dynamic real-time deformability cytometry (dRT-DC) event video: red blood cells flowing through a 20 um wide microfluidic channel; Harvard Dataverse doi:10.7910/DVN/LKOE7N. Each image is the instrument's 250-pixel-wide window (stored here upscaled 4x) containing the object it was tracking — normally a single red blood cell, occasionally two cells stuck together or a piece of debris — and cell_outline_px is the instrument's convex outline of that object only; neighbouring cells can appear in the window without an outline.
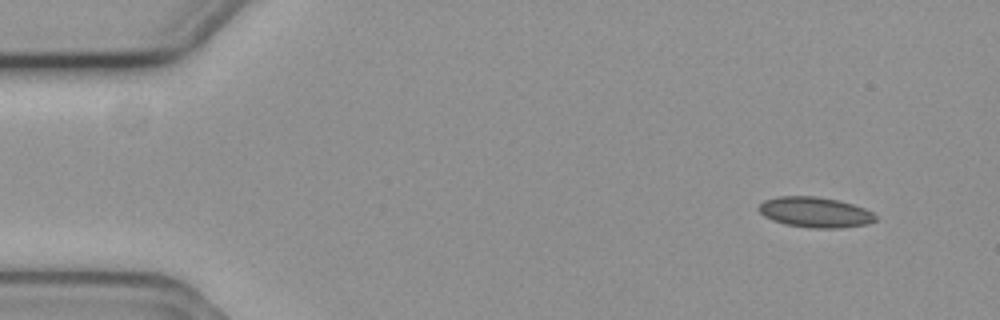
{"species": "common noctule bat (a hibernating species)", "species_latin": "Nyctalus noctula", "temperature_condition": "cold", "stored_images_in_passage": 4, "camera_frame_rate_fps": 3000, "um_per_image_px": 0.085, "animal": {"sex": "female", "body_mass_g": 19.3, "forearm_length_mm": 54.1}, "frame": {"image": 1, "passage_image": 1, "time_ms": 0.0, "image_size_px": [1000, 320], "cell_outline_px": [[876, 220], [868, 224], [840, 228], [812, 228], [784, 224], [772, 220], [764, 216], [756, 208], [764, 200], [776, 196], [816, 196], [836, 200], [852, 204], [864, 208], [872, 212], [876, 216]], "centroid_in_image_um": [69.25, 18.04], "position_along_channel_um": 15.7, "area_um2": 20.75}}
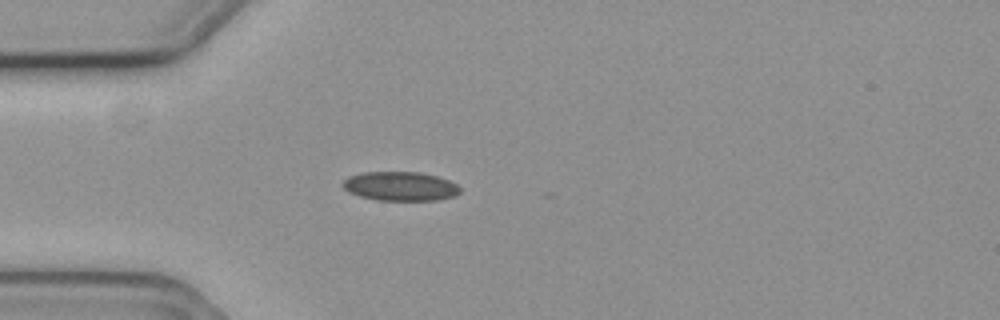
{"frame": {"image": 2, "passage_image": 4, "time_ms": 1.0, "image_size_px": [1000, 320], "cell_outline_px": [[460, 192], [456, 196], [440, 200], [376, 200], [360, 196], [348, 192], [340, 184], [348, 176], [364, 172], [420, 172], [436, 176], [448, 180], [456, 184], [460, 188]], "centroid_in_image_um": [34.02, 15.83], "position_along_channel_um": 51.0, "area_um2": 20.0}}